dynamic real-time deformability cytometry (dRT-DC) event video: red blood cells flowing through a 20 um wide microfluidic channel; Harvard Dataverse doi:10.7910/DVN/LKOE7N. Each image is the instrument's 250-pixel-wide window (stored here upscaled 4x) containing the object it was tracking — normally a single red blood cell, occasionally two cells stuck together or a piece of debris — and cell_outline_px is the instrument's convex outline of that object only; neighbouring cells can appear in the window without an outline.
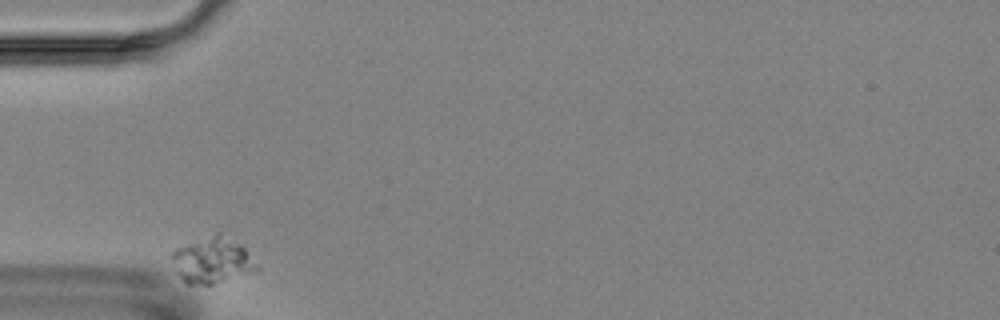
{"species": "Egyptian fruit bat (a non-hibernating species)", "species_latin": "Rousettus aegyptiacus", "temperature_condition": "room temperature", "stored_images_in_passage": 5, "camera_frame_rate_fps": 3000, "um_per_image_px": 0.085, "animal": {"sex": "female"}, "frame": {"image": 1, "passage_image": 1, "time_ms": 0.0, "image_size_px": [1000, 320], "cell_outline_px": [[260, 268], [256, 272], [212, 284], [184, 284], [176, 272], [172, 256], [172, 252], [176, 248], [216, 232], [220, 232], [240, 244], [244, 248]], "centroid_in_image_um": [18.06, 22.13], "position_along_channel_um": 66.9, "area_um2": 22.72}}
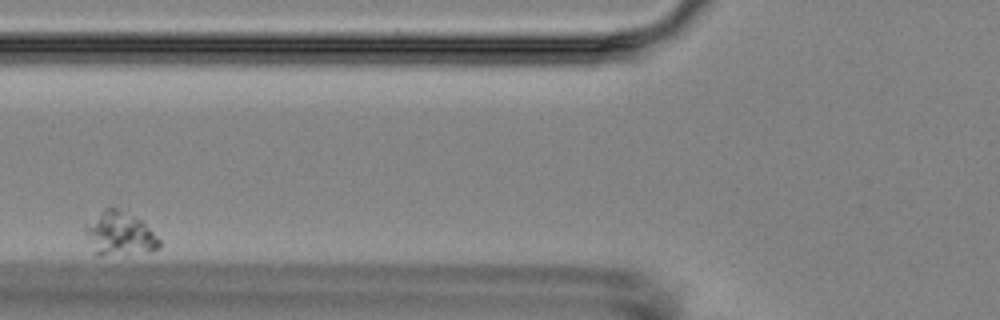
{"frame": {"image": 2, "passage_image": 3, "time_ms": 2.0, "image_size_px": [1000, 320], "cell_outline_px": [[160, 248], [148, 252], [100, 256], [96, 256], [84, 232], [84, 224], [104, 208], [112, 204], [136, 216], [160, 240]], "centroid_in_image_um": [10.12, 19.84], "position_along_channel_um": 115.7, "area_um2": 19.25}}
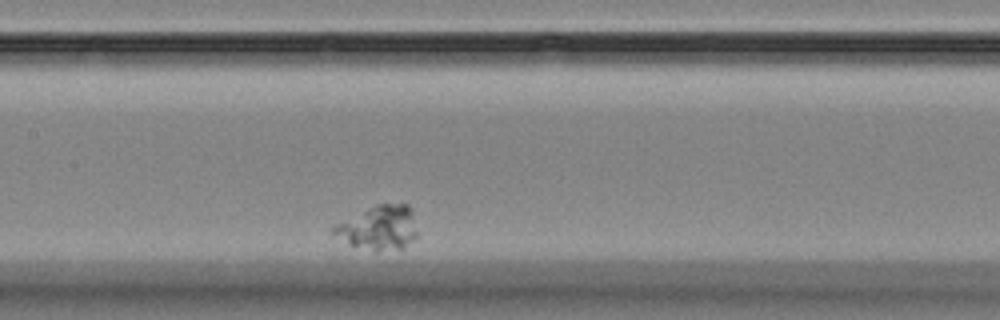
{"frame": {"image": 3, "passage_image": 5, "time_ms": 4.333, "image_size_px": [1000, 320], "cell_outline_px": [[416, 236], [404, 248], [376, 252], [372, 252], [348, 244], [328, 232], [328, 228], [336, 224], [380, 204], [408, 204], [412, 212], [416, 232]], "centroid_in_image_um": [32.14, 19.41], "position_along_channel_um": 175.3, "area_um2": 21.44}}